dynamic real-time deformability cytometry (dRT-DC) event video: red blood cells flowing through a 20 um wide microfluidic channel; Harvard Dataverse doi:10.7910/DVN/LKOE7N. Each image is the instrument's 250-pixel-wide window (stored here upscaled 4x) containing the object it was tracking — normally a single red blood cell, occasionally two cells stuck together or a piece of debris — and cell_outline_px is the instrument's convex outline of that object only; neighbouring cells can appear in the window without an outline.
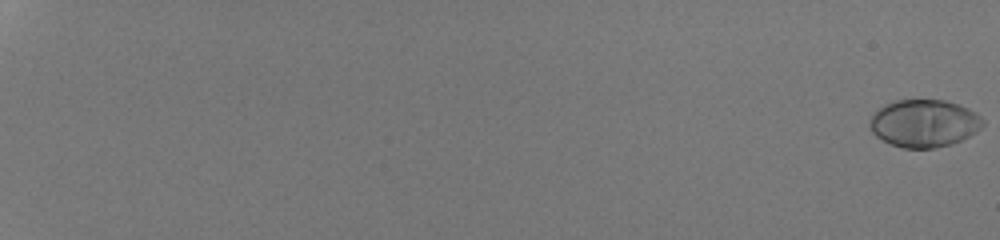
{"species": "human", "species_latin": "Homo sapiens", "temperature_condition": "room temperature", "stored_images_in_passage": 55, "camera_frame_rate_fps": 3000, "um_per_image_px": 0.085, "donor": {"sex": "male"}, "frame": {"image": 1, "passage_image": 1, "time_ms": 0.0, "image_size_px": [1000, 240], "cell_outline_px": [[984, 124], [976, 132], [952, 144], [932, 148], [904, 148], [892, 144], [876, 136], [872, 132], [872, 112], [884, 104], [896, 100], [944, 100], [968, 108], [976, 112], [984, 120]], "centroid_in_image_um": [78.56, 10.47], "position_along_channel_um": 6.4, "area_um2": 31.1}}
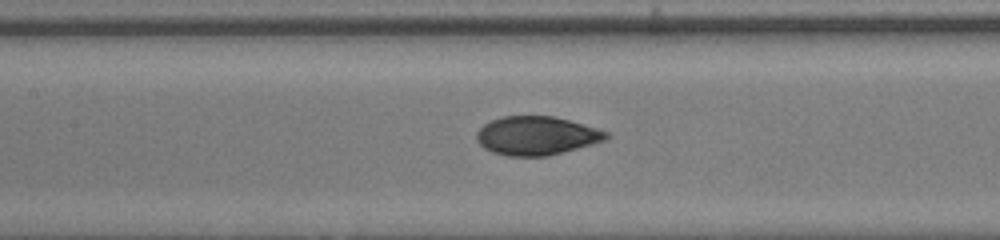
{"frame": {"image": 2, "passage_image": 32, "time_ms": 10.333, "image_size_px": [1000, 240], "cell_outline_px": [[608, 140], [548, 156], [508, 156], [492, 152], [484, 148], [476, 140], [476, 132], [484, 124], [492, 120], [504, 116], [552, 116], [568, 120], [596, 128], [608, 132]], "centroid_in_image_um": [45.59, 11.54], "position_along_channel_um": 161.8, "area_um2": 29.13}}
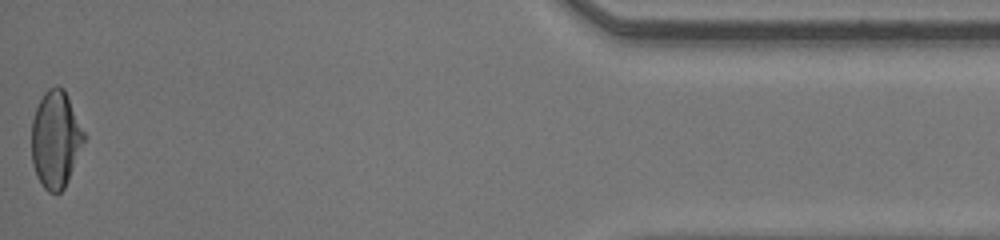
{"frame": {"image": 3, "passage_image": 55, "time_ms": 18.0, "image_size_px": [1000, 240], "cell_outline_px": [[88, 136], [64, 188], [60, 192], [48, 192], [44, 188], [36, 176], [32, 164], [32, 120], [36, 108], [44, 92], [48, 88], [56, 84], [64, 88]], "centroid_in_image_um": [4.76, 11.81], "position_along_channel_um": 430.4, "area_um2": 30.11}, "authors_computed_cell_mechanics": {"area_um2": 29.9404, "velocity_mm_per_s": 4.2797, "shape_relaxation_time_tau1_ms": 4.0661, "shape_relaxation_time_tau2_ms": null, "deformation_change_tau1": 0.1909, "deformation_change_tau2": null}}